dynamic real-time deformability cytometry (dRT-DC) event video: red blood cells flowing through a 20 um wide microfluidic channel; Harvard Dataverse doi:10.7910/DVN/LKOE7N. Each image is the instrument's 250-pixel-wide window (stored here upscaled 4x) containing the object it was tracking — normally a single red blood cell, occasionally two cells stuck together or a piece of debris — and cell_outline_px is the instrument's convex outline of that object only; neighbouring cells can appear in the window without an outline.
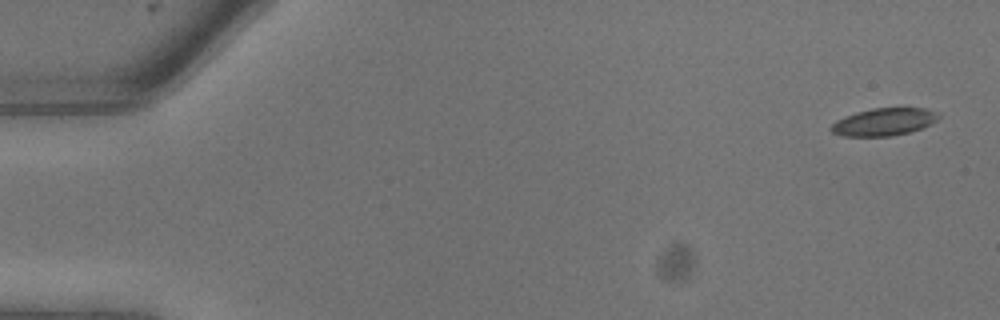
{"species": "common noctule bat (a hibernating species)", "species_latin": "Nyctalus noctula", "temperature_condition": "warm", "stored_images_in_passage": 9, "camera_frame_rate_fps": 3000, "um_per_image_px": 0.085, "animal": {"sex": "male", "body_mass_g": 13.3}, "frame": {"image": 1, "passage_image": 1, "time_ms": 0.0, "image_size_px": [1000, 320], "cell_outline_px": [[940, 116], [936, 120], [912, 132], [892, 136], [844, 136], [832, 132], [828, 128], [836, 120], [844, 116], [856, 112], [872, 108], [928, 108], [940, 112]], "centroid_in_image_um": [75.13, 10.35], "position_along_channel_um": 9.9, "area_um2": 17.34}}
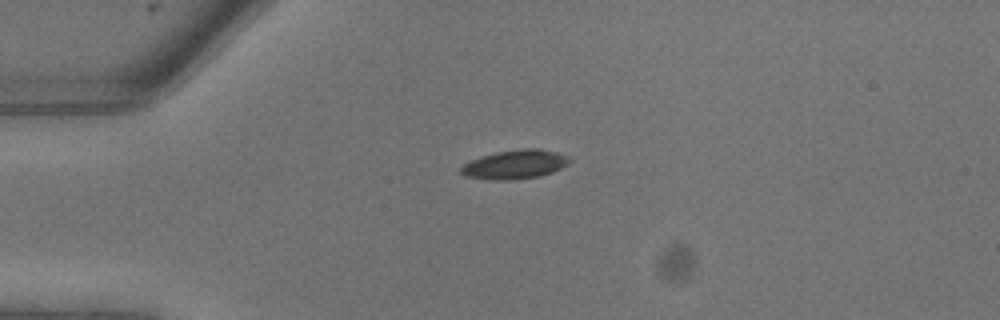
{"frame": {"image": 2, "passage_image": 6, "time_ms": 1.667, "image_size_px": [1000, 320], "cell_outline_px": [[572, 160], [568, 164], [552, 172], [540, 176], [512, 180], [488, 180], [464, 176], [460, 172], [460, 168], [464, 164], [472, 160], [496, 152], [524, 148], [540, 148], [556, 152], [568, 156]], "centroid_in_image_um": [43.78, 13.98], "position_along_channel_um": 41.2, "area_um2": 18.38}}
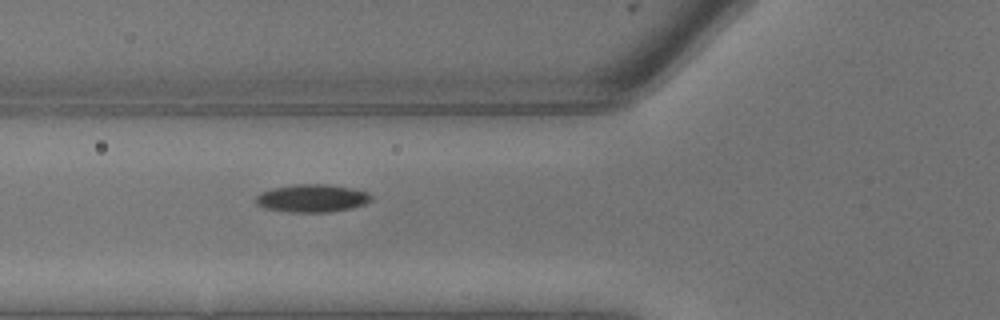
{"frame": {"image": 3, "passage_image": 9, "time_ms": 2.667, "image_size_px": [1000, 320], "cell_outline_px": [[372, 200], [364, 204], [352, 208], [332, 212], [288, 212], [264, 208], [256, 204], [256, 196], [260, 192], [272, 188], [296, 184], [328, 184], [368, 192], [372, 196]], "centroid_in_image_um": [26.51, 16.86], "position_along_channel_um": 99.3, "area_um2": 18.79}}